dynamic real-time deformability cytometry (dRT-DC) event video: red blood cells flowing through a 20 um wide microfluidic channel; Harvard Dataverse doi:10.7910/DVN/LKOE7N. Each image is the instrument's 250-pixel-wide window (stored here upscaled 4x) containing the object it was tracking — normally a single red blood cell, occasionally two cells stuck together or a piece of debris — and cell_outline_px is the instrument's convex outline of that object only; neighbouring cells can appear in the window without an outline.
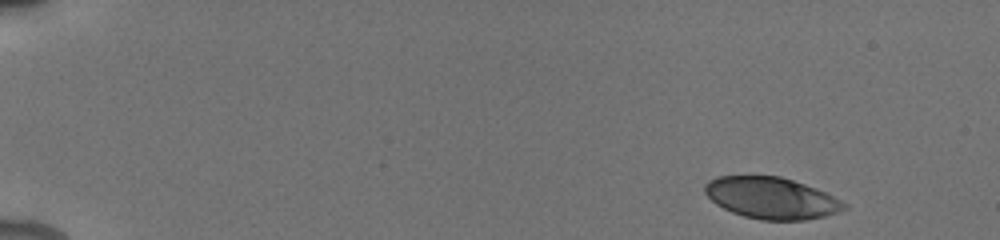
{"species": "human", "species_latin": "Homo sapiens", "temperature_condition": "cold", "stored_images_in_passage": 32, "camera_frame_rate_fps": 3000, "um_per_image_px": 0.085, "donor": {"sex": "male"}, "frame": {"image": 1, "passage_image": 1, "time_ms": 0.0, "image_size_px": [1000, 240], "cell_outline_px": [[848, 208], [824, 216], [804, 220], [760, 220], [744, 216], [732, 212], [716, 204], [704, 192], [704, 184], [708, 180], [716, 176], [780, 176], [816, 188], [848, 204]], "centroid_in_image_um": [65.54, 16.83], "position_along_channel_um": 19.5, "area_um2": 33.58}}
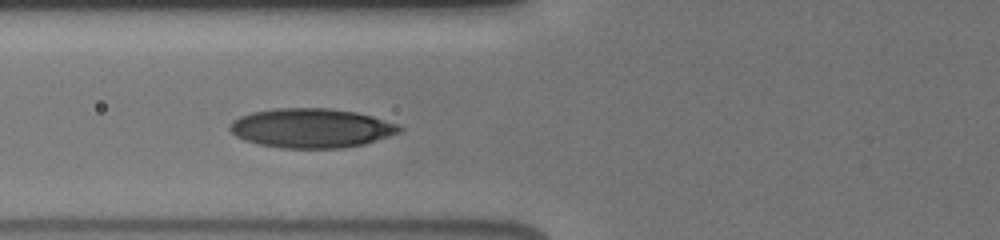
{"frame": {"image": 2, "passage_image": 10, "time_ms": 5.667, "image_size_px": [1000, 240], "cell_outline_px": [[404, 128], [400, 132], [364, 144], [340, 148], [280, 148], [260, 144], [244, 140], [236, 136], [228, 128], [228, 124], [232, 120], [240, 116], [252, 112], [276, 108], [328, 108], [356, 112], [372, 116], [400, 124]], "centroid_in_image_um": [26.46, 10.88], "position_along_channel_um": 99.3, "area_um2": 39.02}}
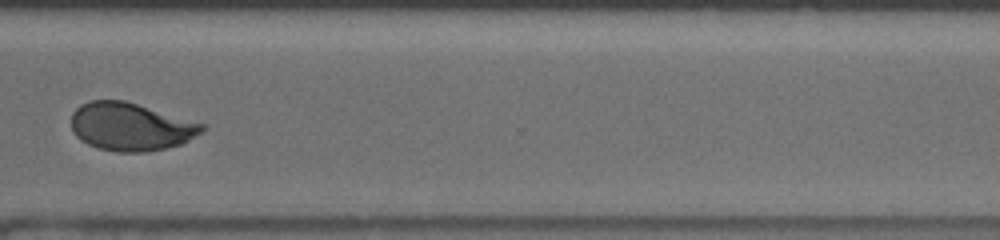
{"frame": {"image": 3, "passage_image": 25, "time_ms": 12.333, "image_size_px": [1000, 240], "cell_outline_px": [[208, 128], [204, 132], [180, 144], [164, 148], [144, 152], [116, 152], [100, 148], [88, 144], [80, 140], [72, 132], [72, 112], [80, 104], [92, 100], [124, 100], [204, 124]], "centroid_in_image_um": [11.1, 10.77], "position_along_channel_um": 359.5, "area_um2": 36.47}, "authors_computed_cell_mechanics": {"area_um2": 36.703, "velocity_mm_per_s": 3.9035, "shape_relaxation_time_tau1_ms": 7.298, "shape_relaxation_time_tau2_ms": 1.3509, "deformation_change_tau1": 0.2095, "deformation_change_tau2": 0.0663}}